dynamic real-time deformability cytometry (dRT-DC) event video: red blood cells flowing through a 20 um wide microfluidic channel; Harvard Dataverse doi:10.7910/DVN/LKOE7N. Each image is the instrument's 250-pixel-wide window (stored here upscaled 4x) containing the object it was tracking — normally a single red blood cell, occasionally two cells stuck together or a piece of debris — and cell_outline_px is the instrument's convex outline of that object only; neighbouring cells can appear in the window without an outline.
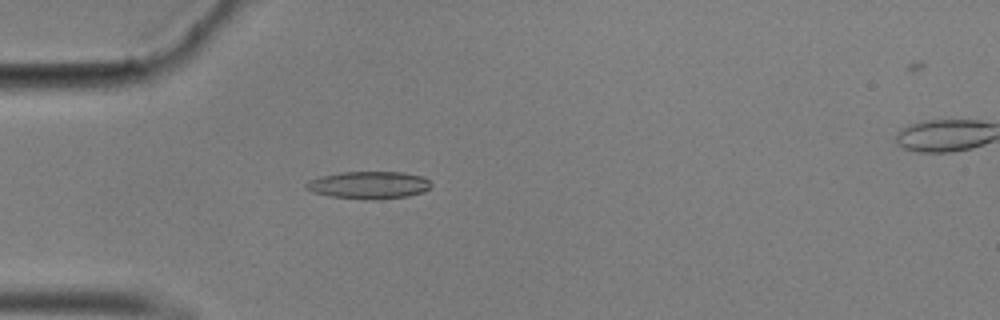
{"species": "common noctule bat (a hibernating species)", "species_latin": "Nyctalus noctula", "temperature_condition": "cold", "stored_images_in_passage": 20, "camera_frame_rate_fps": 3000, "um_per_image_px": 0.085, "animal": {"sex": "male", "body_mass_g": 17.9}, "frame": {"image": 1, "passage_image": 16, "time_ms": 5.0, "image_size_px": [1000, 320], "cell_outline_px": [[432, 184], [424, 192], [408, 196], [380, 200], [372, 200], [328, 196], [312, 192], [304, 188], [304, 184], [308, 180], [320, 176], [340, 172], [404, 172], [424, 176]], "centroid_in_image_um": [31.33, 15.73], "position_along_channel_um": 53.7, "area_um2": 20.35}}